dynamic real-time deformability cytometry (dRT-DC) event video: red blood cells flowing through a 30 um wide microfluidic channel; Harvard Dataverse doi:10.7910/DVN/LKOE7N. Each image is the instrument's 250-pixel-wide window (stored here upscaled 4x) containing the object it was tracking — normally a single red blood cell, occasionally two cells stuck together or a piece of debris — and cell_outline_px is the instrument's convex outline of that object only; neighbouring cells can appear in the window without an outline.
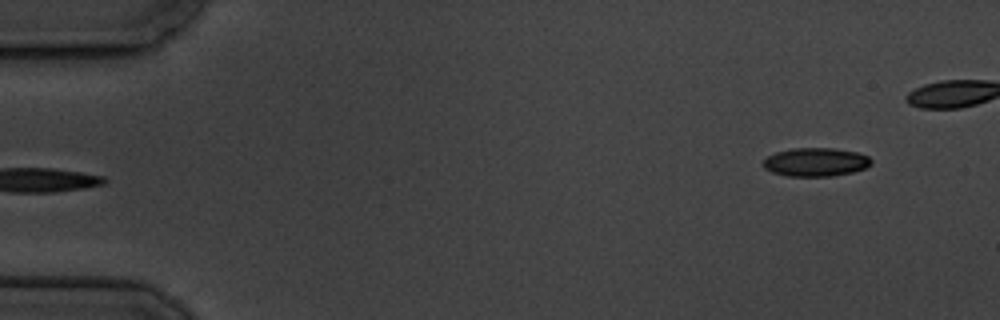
{"species": "common noctule bat (a hibernating species)", "species_latin": "Nyctalus noctula", "temperature_condition": "cold", "stored_images_in_passage": 6, "segment_of_instrument_passage": [2, 2], "camera_frame_rate_fps": 3000, "um_per_image_px": 0.085, "animal": {"sex": "male", "body_mass_g": 19.5, "forearm_length_mm": 54.6}, "frame": {"image": 1, "passage_image": 6, "time_ms": 6.0, "image_size_px": [1000, 320], "cell_outline_px": [[872, 164], [864, 168], [852, 172], [832, 176], [788, 176], [772, 172], [764, 168], [764, 160], [768, 156], [776, 152], [792, 148], [832, 148], [856, 152], [868, 156], [872, 160]], "centroid_in_image_um": [69.34, 13.77], "position_along_channel_um": 15.7, "area_um2": 17.86}}